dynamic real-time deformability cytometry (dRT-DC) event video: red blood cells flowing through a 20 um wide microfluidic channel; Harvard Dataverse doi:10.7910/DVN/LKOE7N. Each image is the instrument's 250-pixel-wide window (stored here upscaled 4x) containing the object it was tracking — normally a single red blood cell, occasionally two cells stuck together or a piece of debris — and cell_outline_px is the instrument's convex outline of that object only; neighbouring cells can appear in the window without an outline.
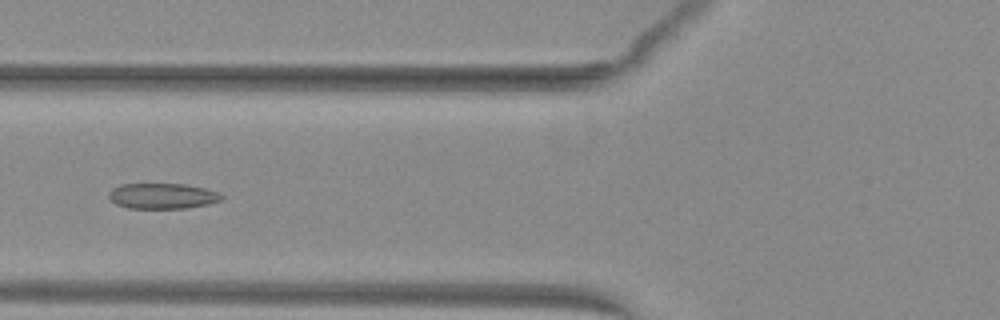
{"species": "common noctule bat (a hibernating species)", "species_latin": "Nyctalus noctula", "temperature_condition": "warm", "stored_images_in_passage": 38, "camera_frame_rate_fps": 3000, "um_per_image_px": 0.085, "animal": {"sex": "female", "body_mass_g": 29.2, "forearm_length_mm": 56.3}, "frame": {"image": 1, "passage_image": 8, "time_ms": 2.333, "image_size_px": [1000, 320], "cell_outline_px": [[224, 196], [220, 200], [208, 204], [188, 208], [128, 208], [116, 204], [108, 196], [108, 192], [112, 188], [120, 184], [184, 184], [204, 188], [220, 192]], "centroid_in_image_um": [13.8, 16.65], "position_along_channel_um": 112.0, "area_um2": 16.82}}
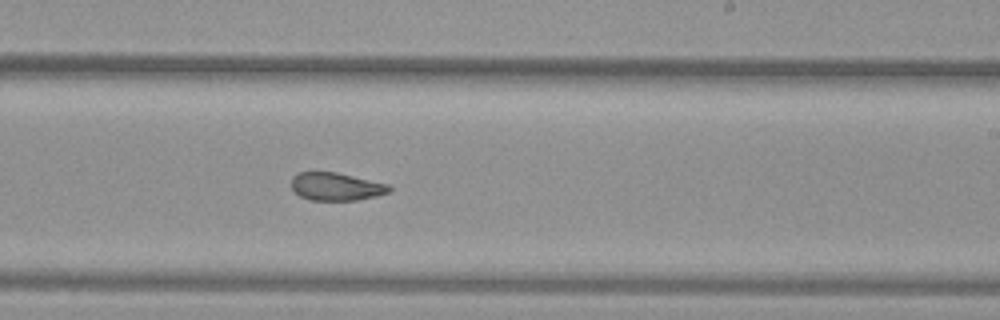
{"frame": {"image": 2, "passage_image": 19, "time_ms": 6.0, "image_size_px": [1000, 320], "cell_outline_px": [[392, 188], [388, 192], [376, 196], [356, 200], [312, 200], [300, 196], [292, 188], [292, 176], [296, 172], [336, 172], [388, 184]], "centroid_in_image_um": [28.55, 15.85], "position_along_channel_um": 260.4, "area_um2": 15.78}}
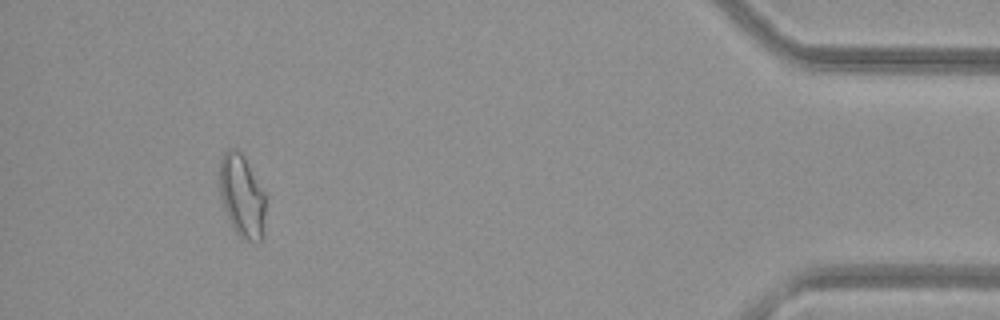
{"frame": {"image": 3, "passage_image": 35, "time_ms": 11.333, "image_size_px": [1000, 320], "cell_outline_px": [[264, 236], [256, 244], [240, 240], [228, 220], [220, 196], [220, 156], [228, 148], [240, 148], [264, 192]], "centroid_in_image_um": [20.55, 16.69], "position_along_channel_um": 414.6, "area_um2": 22.72}, "authors_computed_cell_mechanics": {"area_um2": 17.6001, "velocity_mm_per_s": 4.052, "shape_relaxation_time_tau1_ms": null, "shape_relaxation_time_tau2_ms": 1.8027, "deformation_change_tau1": null, "deformation_change_tau2": 0.0704}}